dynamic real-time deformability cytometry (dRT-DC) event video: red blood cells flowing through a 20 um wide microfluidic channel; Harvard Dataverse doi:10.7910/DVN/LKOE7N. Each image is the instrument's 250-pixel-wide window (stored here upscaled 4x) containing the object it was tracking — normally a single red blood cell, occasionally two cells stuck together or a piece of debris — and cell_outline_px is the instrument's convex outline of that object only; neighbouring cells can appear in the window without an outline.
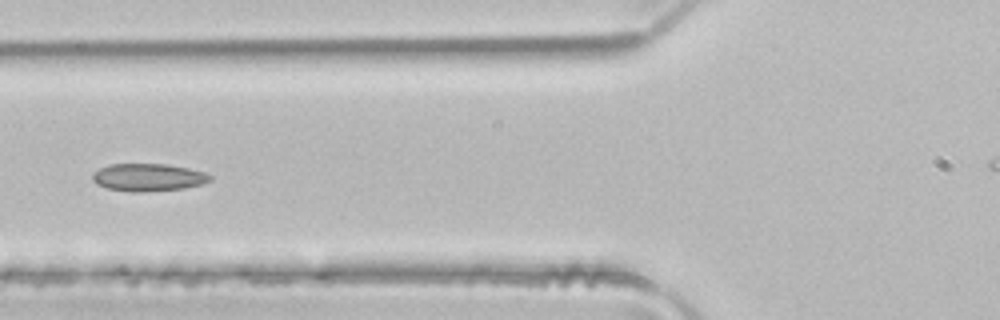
{"species": "common noctule bat (a hibernating species)", "species_latin": "Nyctalus noctula", "temperature_condition": "room temperature", "stored_images_in_passage": 4, "camera_frame_rate_fps": 3000, "um_per_image_px": 0.085, "animal": {"sex": "male", "body_mass_g": 21.5, "forearm_length_mm": 52.0}, "frame": {"image": 1, "passage_image": 4, "time_ms": 1.0, "image_size_px": [1000, 320], "cell_outline_px": [[212, 180], [200, 184], [184, 188], [140, 192], [132, 192], [108, 188], [96, 184], [92, 180], [92, 176], [100, 168], [108, 164], [168, 164], [188, 168], [204, 172], [212, 176]], "centroid_in_image_um": [12.6, 15.07], "position_along_channel_um": 113.2, "area_um2": 18.79}}